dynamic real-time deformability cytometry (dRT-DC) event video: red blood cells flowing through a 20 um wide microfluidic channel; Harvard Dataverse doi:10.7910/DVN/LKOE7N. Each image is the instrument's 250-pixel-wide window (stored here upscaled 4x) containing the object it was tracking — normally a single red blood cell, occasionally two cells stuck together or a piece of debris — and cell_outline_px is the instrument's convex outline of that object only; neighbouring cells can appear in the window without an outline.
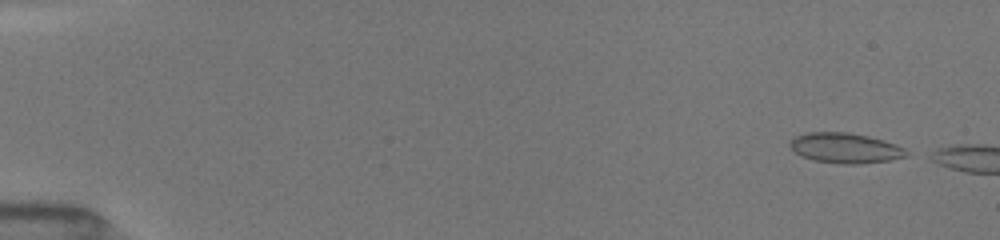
{"species": "common noctule bat (a hibernating species)", "species_latin": "Nyctalus noctula", "temperature_condition": "room temperature", "stored_images_in_passage": 7, "camera_frame_rate_fps": 3000, "um_per_image_px": 0.085, "animal": {"sex": "female", "body_mass_g": 19.5, "forearm_length_mm": 54.1}, "frame": {"image": 1, "passage_image": 2, "time_ms": 0.333, "image_size_px": [1000, 240], "cell_outline_px": [[908, 156], [888, 160], [860, 164], [844, 164], [812, 160], [796, 152], [788, 144], [792, 136], [808, 132], [848, 132], [868, 136], [884, 140], [896, 144], [904, 148], [908, 152]], "centroid_in_image_um": [71.84, 12.57], "position_along_channel_um": 13.2, "area_um2": 20.52}}